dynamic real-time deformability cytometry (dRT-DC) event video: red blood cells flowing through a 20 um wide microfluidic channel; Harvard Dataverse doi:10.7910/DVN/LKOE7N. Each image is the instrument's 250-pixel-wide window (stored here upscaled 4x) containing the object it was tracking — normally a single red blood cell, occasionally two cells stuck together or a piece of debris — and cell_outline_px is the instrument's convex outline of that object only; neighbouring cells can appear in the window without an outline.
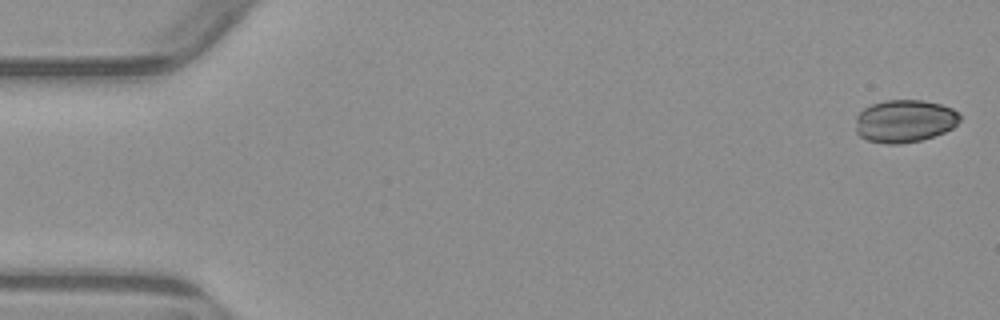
{"species": "common noctule bat (a hibernating species)", "species_latin": "Nyctalus noctula", "temperature_condition": "warm", "stored_images_in_passage": 5, "camera_frame_rate_fps": 3000, "um_per_image_px": 0.085, "animal": {"sex": "male", "body_mass_g": 23.1, "forearm_length_mm": 52.7}, "frame": {"image": 1, "passage_image": 1, "time_ms": 0.0, "image_size_px": [1000, 320], "cell_outline_px": [[960, 120], [952, 128], [944, 132], [920, 140], [900, 144], [884, 144], [868, 140], [860, 136], [856, 132], [856, 116], [864, 108], [872, 104], [884, 100], [924, 100], [940, 104], [952, 108], [960, 116]], "centroid_in_image_um": [76.87, 10.28], "position_along_channel_um": 8.1, "area_um2": 25.89}}
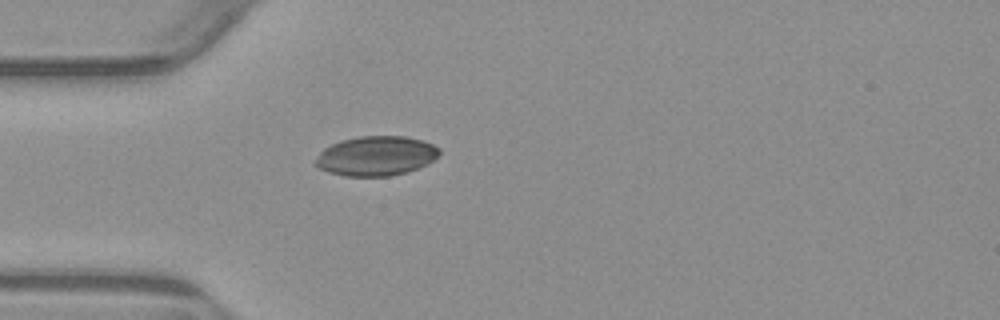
{"frame": {"image": 2, "passage_image": 5, "time_ms": 4.667, "image_size_px": [1000, 320], "cell_outline_px": [[440, 152], [428, 164], [404, 172], [388, 176], [344, 176], [328, 172], [312, 164], [320, 152], [324, 148], [340, 140], [360, 136], [404, 136], [424, 140], [440, 148]], "centroid_in_image_um": [31.94, 13.24], "position_along_channel_um": 53.1, "area_um2": 28.55}}